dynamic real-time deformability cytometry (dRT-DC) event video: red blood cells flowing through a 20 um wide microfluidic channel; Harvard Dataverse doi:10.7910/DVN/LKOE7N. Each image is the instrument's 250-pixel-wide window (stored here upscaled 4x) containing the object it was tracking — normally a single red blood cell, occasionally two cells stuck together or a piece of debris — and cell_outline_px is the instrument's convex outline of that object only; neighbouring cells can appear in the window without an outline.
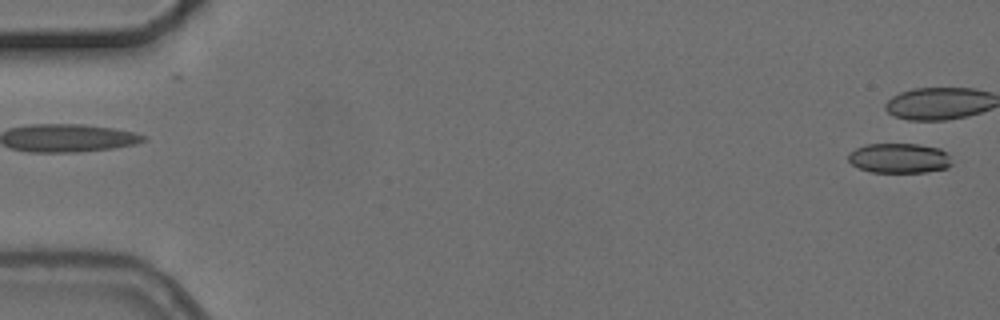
{"species": "common noctule bat (a hibernating species)", "species_latin": "Nyctalus noctula", "temperature_condition": "cold", "stored_images_in_passage": 2, "segment_of_instrument_passage": [2, 2], "camera_frame_rate_fps": 3000, "um_per_image_px": 0.085, "animal": {"sex": "female", "body_mass_g": 24.6, "forearm_length_mm": 56.2}, "frame": {"image": 1, "passage_image": 2, "time_ms": 2.667, "image_size_px": [1000, 320], "cell_outline_px": [[952, 164], [948, 168], [924, 172], [872, 172], [860, 168], [852, 164], [848, 160], [848, 152], [864, 144], [916, 144], [940, 148], [948, 156]], "centroid_in_image_um": [76.41, 13.44], "position_along_channel_um": 8.6, "area_um2": 17.98}}